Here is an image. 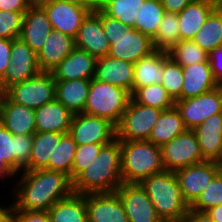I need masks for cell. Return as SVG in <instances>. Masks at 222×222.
I'll return each mask as SVG.
<instances>
[{
	"label": "cell",
	"instance_id": "8fae6325",
	"mask_svg": "<svg viewBox=\"0 0 222 222\" xmlns=\"http://www.w3.org/2000/svg\"><path fill=\"white\" fill-rule=\"evenodd\" d=\"M10 65L6 74L0 80V92L2 93L7 87L23 82L29 78L38 75L41 70L38 64L37 53L34 52L20 38L12 40Z\"/></svg>",
	"mask_w": 222,
	"mask_h": 222
},
{
	"label": "cell",
	"instance_id": "4fadbf2b",
	"mask_svg": "<svg viewBox=\"0 0 222 222\" xmlns=\"http://www.w3.org/2000/svg\"><path fill=\"white\" fill-rule=\"evenodd\" d=\"M52 29L76 37L83 19L91 11L87 6L74 0H54L43 6Z\"/></svg>",
	"mask_w": 222,
	"mask_h": 222
},
{
	"label": "cell",
	"instance_id": "8d00e7d4",
	"mask_svg": "<svg viewBox=\"0 0 222 222\" xmlns=\"http://www.w3.org/2000/svg\"><path fill=\"white\" fill-rule=\"evenodd\" d=\"M145 0H105L100 8L106 15L134 28L136 14Z\"/></svg>",
	"mask_w": 222,
	"mask_h": 222
},
{
	"label": "cell",
	"instance_id": "c3c4849f",
	"mask_svg": "<svg viewBox=\"0 0 222 222\" xmlns=\"http://www.w3.org/2000/svg\"><path fill=\"white\" fill-rule=\"evenodd\" d=\"M29 6L26 0H0V10L12 12H26Z\"/></svg>",
	"mask_w": 222,
	"mask_h": 222
},
{
	"label": "cell",
	"instance_id": "ab89813d",
	"mask_svg": "<svg viewBox=\"0 0 222 222\" xmlns=\"http://www.w3.org/2000/svg\"><path fill=\"white\" fill-rule=\"evenodd\" d=\"M183 68L169 56L164 60L162 86L176 100H182Z\"/></svg>",
	"mask_w": 222,
	"mask_h": 222
},
{
	"label": "cell",
	"instance_id": "d590c367",
	"mask_svg": "<svg viewBox=\"0 0 222 222\" xmlns=\"http://www.w3.org/2000/svg\"><path fill=\"white\" fill-rule=\"evenodd\" d=\"M131 98L140 104L156 109L167 110L175 106V101L162 84H151L137 89Z\"/></svg>",
	"mask_w": 222,
	"mask_h": 222
},
{
	"label": "cell",
	"instance_id": "7bdbcfd3",
	"mask_svg": "<svg viewBox=\"0 0 222 222\" xmlns=\"http://www.w3.org/2000/svg\"><path fill=\"white\" fill-rule=\"evenodd\" d=\"M25 12L0 10V38L17 39L20 36Z\"/></svg>",
	"mask_w": 222,
	"mask_h": 222
},
{
	"label": "cell",
	"instance_id": "681fc988",
	"mask_svg": "<svg viewBox=\"0 0 222 222\" xmlns=\"http://www.w3.org/2000/svg\"><path fill=\"white\" fill-rule=\"evenodd\" d=\"M194 0H161L166 12L178 14Z\"/></svg>",
	"mask_w": 222,
	"mask_h": 222
},
{
	"label": "cell",
	"instance_id": "44dd1931",
	"mask_svg": "<svg viewBox=\"0 0 222 222\" xmlns=\"http://www.w3.org/2000/svg\"><path fill=\"white\" fill-rule=\"evenodd\" d=\"M94 78L119 86L132 95L134 64L107 55L97 59Z\"/></svg>",
	"mask_w": 222,
	"mask_h": 222
},
{
	"label": "cell",
	"instance_id": "277c9868",
	"mask_svg": "<svg viewBox=\"0 0 222 222\" xmlns=\"http://www.w3.org/2000/svg\"><path fill=\"white\" fill-rule=\"evenodd\" d=\"M123 183H141L153 174L165 170L161 147L147 140L120 141Z\"/></svg>",
	"mask_w": 222,
	"mask_h": 222
},
{
	"label": "cell",
	"instance_id": "9f6ffc18",
	"mask_svg": "<svg viewBox=\"0 0 222 222\" xmlns=\"http://www.w3.org/2000/svg\"><path fill=\"white\" fill-rule=\"evenodd\" d=\"M54 0H26L29 7H43Z\"/></svg>",
	"mask_w": 222,
	"mask_h": 222
},
{
	"label": "cell",
	"instance_id": "8992f818",
	"mask_svg": "<svg viewBox=\"0 0 222 222\" xmlns=\"http://www.w3.org/2000/svg\"><path fill=\"white\" fill-rule=\"evenodd\" d=\"M2 94L9 101L35 110L55 99L56 82L51 72H40L32 78L7 87Z\"/></svg>",
	"mask_w": 222,
	"mask_h": 222
},
{
	"label": "cell",
	"instance_id": "d6a6232c",
	"mask_svg": "<svg viewBox=\"0 0 222 222\" xmlns=\"http://www.w3.org/2000/svg\"><path fill=\"white\" fill-rule=\"evenodd\" d=\"M192 40L208 54L222 46V10L216 7Z\"/></svg>",
	"mask_w": 222,
	"mask_h": 222
},
{
	"label": "cell",
	"instance_id": "ffe728a7",
	"mask_svg": "<svg viewBox=\"0 0 222 222\" xmlns=\"http://www.w3.org/2000/svg\"><path fill=\"white\" fill-rule=\"evenodd\" d=\"M96 61L87 51L75 48L51 73L55 81L91 80L95 76Z\"/></svg>",
	"mask_w": 222,
	"mask_h": 222
},
{
	"label": "cell",
	"instance_id": "816d5d0a",
	"mask_svg": "<svg viewBox=\"0 0 222 222\" xmlns=\"http://www.w3.org/2000/svg\"><path fill=\"white\" fill-rule=\"evenodd\" d=\"M15 173L4 163V155L3 152L0 151V182L5 184L4 180L6 181L7 179H10L11 181L14 180Z\"/></svg>",
	"mask_w": 222,
	"mask_h": 222
},
{
	"label": "cell",
	"instance_id": "f5cc1de1",
	"mask_svg": "<svg viewBox=\"0 0 222 222\" xmlns=\"http://www.w3.org/2000/svg\"><path fill=\"white\" fill-rule=\"evenodd\" d=\"M11 202L9 201V205L6 204L0 205V222H11L12 220V212L14 209V201L12 195H10ZM5 205V206H4Z\"/></svg>",
	"mask_w": 222,
	"mask_h": 222
},
{
	"label": "cell",
	"instance_id": "cb8c5ba5",
	"mask_svg": "<svg viewBox=\"0 0 222 222\" xmlns=\"http://www.w3.org/2000/svg\"><path fill=\"white\" fill-rule=\"evenodd\" d=\"M74 49L73 37L52 30L37 53L41 72H51Z\"/></svg>",
	"mask_w": 222,
	"mask_h": 222
},
{
	"label": "cell",
	"instance_id": "d4e9b609",
	"mask_svg": "<svg viewBox=\"0 0 222 222\" xmlns=\"http://www.w3.org/2000/svg\"><path fill=\"white\" fill-rule=\"evenodd\" d=\"M183 68L182 99L197 97L219 85L214 79L209 61L194 63Z\"/></svg>",
	"mask_w": 222,
	"mask_h": 222
},
{
	"label": "cell",
	"instance_id": "52a82bcc",
	"mask_svg": "<svg viewBox=\"0 0 222 222\" xmlns=\"http://www.w3.org/2000/svg\"><path fill=\"white\" fill-rule=\"evenodd\" d=\"M161 113V109L137 103L130 98L116 126V138L120 141L148 140Z\"/></svg>",
	"mask_w": 222,
	"mask_h": 222
},
{
	"label": "cell",
	"instance_id": "7402d4cb",
	"mask_svg": "<svg viewBox=\"0 0 222 222\" xmlns=\"http://www.w3.org/2000/svg\"><path fill=\"white\" fill-rule=\"evenodd\" d=\"M52 30L51 23L44 8L29 7L23 15L19 38L34 52L38 53Z\"/></svg>",
	"mask_w": 222,
	"mask_h": 222
},
{
	"label": "cell",
	"instance_id": "f6af8a7d",
	"mask_svg": "<svg viewBox=\"0 0 222 222\" xmlns=\"http://www.w3.org/2000/svg\"><path fill=\"white\" fill-rule=\"evenodd\" d=\"M100 19L104 30V34L106 35L108 40L109 37H116L129 28L127 25L123 24L118 19L111 18L106 15L101 9Z\"/></svg>",
	"mask_w": 222,
	"mask_h": 222
},
{
	"label": "cell",
	"instance_id": "6f0895ef",
	"mask_svg": "<svg viewBox=\"0 0 222 222\" xmlns=\"http://www.w3.org/2000/svg\"><path fill=\"white\" fill-rule=\"evenodd\" d=\"M217 7L222 10V0H216Z\"/></svg>",
	"mask_w": 222,
	"mask_h": 222
},
{
	"label": "cell",
	"instance_id": "ba28073f",
	"mask_svg": "<svg viewBox=\"0 0 222 222\" xmlns=\"http://www.w3.org/2000/svg\"><path fill=\"white\" fill-rule=\"evenodd\" d=\"M165 170L178 169L198 164L203 161L200 145L194 130L187 129L173 140L161 146Z\"/></svg>",
	"mask_w": 222,
	"mask_h": 222
},
{
	"label": "cell",
	"instance_id": "83f0119b",
	"mask_svg": "<svg viewBox=\"0 0 222 222\" xmlns=\"http://www.w3.org/2000/svg\"><path fill=\"white\" fill-rule=\"evenodd\" d=\"M166 51L154 50L134 63L133 93L147 85L162 84Z\"/></svg>",
	"mask_w": 222,
	"mask_h": 222
},
{
	"label": "cell",
	"instance_id": "1f68e13d",
	"mask_svg": "<svg viewBox=\"0 0 222 222\" xmlns=\"http://www.w3.org/2000/svg\"><path fill=\"white\" fill-rule=\"evenodd\" d=\"M48 214L51 222H88L85 194L73 192L56 202Z\"/></svg>",
	"mask_w": 222,
	"mask_h": 222
},
{
	"label": "cell",
	"instance_id": "ac0fdd59",
	"mask_svg": "<svg viewBox=\"0 0 222 222\" xmlns=\"http://www.w3.org/2000/svg\"><path fill=\"white\" fill-rule=\"evenodd\" d=\"M32 145V135L11 134L0 122V151L3 152L4 163L15 174L29 170Z\"/></svg>",
	"mask_w": 222,
	"mask_h": 222
},
{
	"label": "cell",
	"instance_id": "9a60e30c",
	"mask_svg": "<svg viewBox=\"0 0 222 222\" xmlns=\"http://www.w3.org/2000/svg\"><path fill=\"white\" fill-rule=\"evenodd\" d=\"M109 41L108 56L133 64L155 50L152 39L135 28H128L116 37H109Z\"/></svg>",
	"mask_w": 222,
	"mask_h": 222
},
{
	"label": "cell",
	"instance_id": "f35d334b",
	"mask_svg": "<svg viewBox=\"0 0 222 222\" xmlns=\"http://www.w3.org/2000/svg\"><path fill=\"white\" fill-rule=\"evenodd\" d=\"M167 53L174 62L180 64L182 67L208 60V53L193 40H180Z\"/></svg>",
	"mask_w": 222,
	"mask_h": 222
},
{
	"label": "cell",
	"instance_id": "db71d44e",
	"mask_svg": "<svg viewBox=\"0 0 222 222\" xmlns=\"http://www.w3.org/2000/svg\"><path fill=\"white\" fill-rule=\"evenodd\" d=\"M74 1L87 6L90 10L100 9L105 2V0H74Z\"/></svg>",
	"mask_w": 222,
	"mask_h": 222
},
{
	"label": "cell",
	"instance_id": "9c48e42d",
	"mask_svg": "<svg viewBox=\"0 0 222 222\" xmlns=\"http://www.w3.org/2000/svg\"><path fill=\"white\" fill-rule=\"evenodd\" d=\"M69 134L77 146L109 144L116 139V126L105 118L77 113L73 114Z\"/></svg>",
	"mask_w": 222,
	"mask_h": 222
},
{
	"label": "cell",
	"instance_id": "e0dca14e",
	"mask_svg": "<svg viewBox=\"0 0 222 222\" xmlns=\"http://www.w3.org/2000/svg\"><path fill=\"white\" fill-rule=\"evenodd\" d=\"M88 222H129L117 192L87 193Z\"/></svg>",
	"mask_w": 222,
	"mask_h": 222
},
{
	"label": "cell",
	"instance_id": "30bf717a",
	"mask_svg": "<svg viewBox=\"0 0 222 222\" xmlns=\"http://www.w3.org/2000/svg\"><path fill=\"white\" fill-rule=\"evenodd\" d=\"M175 106L187 129L194 130L210 116L222 113V86L197 97L176 100Z\"/></svg>",
	"mask_w": 222,
	"mask_h": 222
},
{
	"label": "cell",
	"instance_id": "2e32d148",
	"mask_svg": "<svg viewBox=\"0 0 222 222\" xmlns=\"http://www.w3.org/2000/svg\"><path fill=\"white\" fill-rule=\"evenodd\" d=\"M75 40V48L87 51L96 59L105 57L110 50V41L104 34L100 9L91 10L83 19Z\"/></svg>",
	"mask_w": 222,
	"mask_h": 222
},
{
	"label": "cell",
	"instance_id": "e575fe53",
	"mask_svg": "<svg viewBox=\"0 0 222 222\" xmlns=\"http://www.w3.org/2000/svg\"><path fill=\"white\" fill-rule=\"evenodd\" d=\"M180 41L178 14L166 12L152 39L154 49L168 52Z\"/></svg>",
	"mask_w": 222,
	"mask_h": 222
},
{
	"label": "cell",
	"instance_id": "7a4b0ae2",
	"mask_svg": "<svg viewBox=\"0 0 222 222\" xmlns=\"http://www.w3.org/2000/svg\"><path fill=\"white\" fill-rule=\"evenodd\" d=\"M120 140L104 145L95 161L73 180V192L78 194L116 192L123 183Z\"/></svg>",
	"mask_w": 222,
	"mask_h": 222
},
{
	"label": "cell",
	"instance_id": "f546056e",
	"mask_svg": "<svg viewBox=\"0 0 222 222\" xmlns=\"http://www.w3.org/2000/svg\"><path fill=\"white\" fill-rule=\"evenodd\" d=\"M186 130L187 127L182 120L181 114L174 106L162 111L147 141L161 147Z\"/></svg>",
	"mask_w": 222,
	"mask_h": 222
},
{
	"label": "cell",
	"instance_id": "5bb4252c",
	"mask_svg": "<svg viewBox=\"0 0 222 222\" xmlns=\"http://www.w3.org/2000/svg\"><path fill=\"white\" fill-rule=\"evenodd\" d=\"M129 222H163L139 183H122L116 190Z\"/></svg>",
	"mask_w": 222,
	"mask_h": 222
},
{
	"label": "cell",
	"instance_id": "b9f144b4",
	"mask_svg": "<svg viewBox=\"0 0 222 222\" xmlns=\"http://www.w3.org/2000/svg\"><path fill=\"white\" fill-rule=\"evenodd\" d=\"M107 144H85L78 145L72 167V181L85 169L87 168L99 154L102 147Z\"/></svg>",
	"mask_w": 222,
	"mask_h": 222
},
{
	"label": "cell",
	"instance_id": "11a10c76",
	"mask_svg": "<svg viewBox=\"0 0 222 222\" xmlns=\"http://www.w3.org/2000/svg\"><path fill=\"white\" fill-rule=\"evenodd\" d=\"M214 222H222V204L206 211Z\"/></svg>",
	"mask_w": 222,
	"mask_h": 222
},
{
	"label": "cell",
	"instance_id": "7dc6e473",
	"mask_svg": "<svg viewBox=\"0 0 222 222\" xmlns=\"http://www.w3.org/2000/svg\"><path fill=\"white\" fill-rule=\"evenodd\" d=\"M12 40L0 38V80L6 74L7 68L10 65Z\"/></svg>",
	"mask_w": 222,
	"mask_h": 222
},
{
	"label": "cell",
	"instance_id": "d6986e66",
	"mask_svg": "<svg viewBox=\"0 0 222 222\" xmlns=\"http://www.w3.org/2000/svg\"><path fill=\"white\" fill-rule=\"evenodd\" d=\"M0 122L14 135H33L36 132L35 110L9 101L2 93Z\"/></svg>",
	"mask_w": 222,
	"mask_h": 222
},
{
	"label": "cell",
	"instance_id": "f1b7e54d",
	"mask_svg": "<svg viewBox=\"0 0 222 222\" xmlns=\"http://www.w3.org/2000/svg\"><path fill=\"white\" fill-rule=\"evenodd\" d=\"M56 82L57 99L72 114L83 113L91 80L75 79Z\"/></svg>",
	"mask_w": 222,
	"mask_h": 222
},
{
	"label": "cell",
	"instance_id": "3957f363",
	"mask_svg": "<svg viewBox=\"0 0 222 222\" xmlns=\"http://www.w3.org/2000/svg\"><path fill=\"white\" fill-rule=\"evenodd\" d=\"M140 184L163 222H182L189 205L182 198L174 171L164 170L153 174Z\"/></svg>",
	"mask_w": 222,
	"mask_h": 222
},
{
	"label": "cell",
	"instance_id": "6da1fadb",
	"mask_svg": "<svg viewBox=\"0 0 222 222\" xmlns=\"http://www.w3.org/2000/svg\"><path fill=\"white\" fill-rule=\"evenodd\" d=\"M14 182L16 184L10 189L13 190L14 209L48 211L56 202L73 193V181L60 171L23 170L15 175Z\"/></svg>",
	"mask_w": 222,
	"mask_h": 222
},
{
	"label": "cell",
	"instance_id": "4dcf8cb0",
	"mask_svg": "<svg viewBox=\"0 0 222 222\" xmlns=\"http://www.w3.org/2000/svg\"><path fill=\"white\" fill-rule=\"evenodd\" d=\"M63 133L36 131L29 159V170L46 169L53 162L55 147L58 146Z\"/></svg>",
	"mask_w": 222,
	"mask_h": 222
},
{
	"label": "cell",
	"instance_id": "7c38bea8",
	"mask_svg": "<svg viewBox=\"0 0 222 222\" xmlns=\"http://www.w3.org/2000/svg\"><path fill=\"white\" fill-rule=\"evenodd\" d=\"M221 170V163L215 161H203L176 170L183 200L190 206Z\"/></svg>",
	"mask_w": 222,
	"mask_h": 222
},
{
	"label": "cell",
	"instance_id": "4316f807",
	"mask_svg": "<svg viewBox=\"0 0 222 222\" xmlns=\"http://www.w3.org/2000/svg\"><path fill=\"white\" fill-rule=\"evenodd\" d=\"M216 7V0H194L179 12L180 40H192Z\"/></svg>",
	"mask_w": 222,
	"mask_h": 222
},
{
	"label": "cell",
	"instance_id": "f907efd6",
	"mask_svg": "<svg viewBox=\"0 0 222 222\" xmlns=\"http://www.w3.org/2000/svg\"><path fill=\"white\" fill-rule=\"evenodd\" d=\"M182 222H214V221L207 214V212H202L189 208Z\"/></svg>",
	"mask_w": 222,
	"mask_h": 222
},
{
	"label": "cell",
	"instance_id": "ee69618b",
	"mask_svg": "<svg viewBox=\"0 0 222 222\" xmlns=\"http://www.w3.org/2000/svg\"><path fill=\"white\" fill-rule=\"evenodd\" d=\"M11 222H51L48 211L13 209Z\"/></svg>",
	"mask_w": 222,
	"mask_h": 222
},
{
	"label": "cell",
	"instance_id": "484cf974",
	"mask_svg": "<svg viewBox=\"0 0 222 222\" xmlns=\"http://www.w3.org/2000/svg\"><path fill=\"white\" fill-rule=\"evenodd\" d=\"M73 114L57 99L35 109L36 131L69 133Z\"/></svg>",
	"mask_w": 222,
	"mask_h": 222
},
{
	"label": "cell",
	"instance_id": "60d3db41",
	"mask_svg": "<svg viewBox=\"0 0 222 222\" xmlns=\"http://www.w3.org/2000/svg\"><path fill=\"white\" fill-rule=\"evenodd\" d=\"M222 204V170L189 206L193 210L206 212L212 207Z\"/></svg>",
	"mask_w": 222,
	"mask_h": 222
},
{
	"label": "cell",
	"instance_id": "74e56055",
	"mask_svg": "<svg viewBox=\"0 0 222 222\" xmlns=\"http://www.w3.org/2000/svg\"><path fill=\"white\" fill-rule=\"evenodd\" d=\"M77 144L69 133H65L55 147L53 162H49L46 169L64 172L69 175L72 180V167Z\"/></svg>",
	"mask_w": 222,
	"mask_h": 222
},
{
	"label": "cell",
	"instance_id": "836d02e7",
	"mask_svg": "<svg viewBox=\"0 0 222 222\" xmlns=\"http://www.w3.org/2000/svg\"><path fill=\"white\" fill-rule=\"evenodd\" d=\"M165 13L161 0H145L136 14L134 28L153 39Z\"/></svg>",
	"mask_w": 222,
	"mask_h": 222
},
{
	"label": "cell",
	"instance_id": "bcb514c9",
	"mask_svg": "<svg viewBox=\"0 0 222 222\" xmlns=\"http://www.w3.org/2000/svg\"><path fill=\"white\" fill-rule=\"evenodd\" d=\"M208 61L211 66L214 79L219 86H222V46L215 48L208 54Z\"/></svg>",
	"mask_w": 222,
	"mask_h": 222
},
{
	"label": "cell",
	"instance_id": "5b68a950",
	"mask_svg": "<svg viewBox=\"0 0 222 222\" xmlns=\"http://www.w3.org/2000/svg\"><path fill=\"white\" fill-rule=\"evenodd\" d=\"M130 98L125 89L93 78L84 113L105 118L117 126Z\"/></svg>",
	"mask_w": 222,
	"mask_h": 222
},
{
	"label": "cell",
	"instance_id": "603a6c76",
	"mask_svg": "<svg viewBox=\"0 0 222 222\" xmlns=\"http://www.w3.org/2000/svg\"><path fill=\"white\" fill-rule=\"evenodd\" d=\"M205 161L222 162V113L210 116L194 129Z\"/></svg>",
	"mask_w": 222,
	"mask_h": 222
}]
</instances>
